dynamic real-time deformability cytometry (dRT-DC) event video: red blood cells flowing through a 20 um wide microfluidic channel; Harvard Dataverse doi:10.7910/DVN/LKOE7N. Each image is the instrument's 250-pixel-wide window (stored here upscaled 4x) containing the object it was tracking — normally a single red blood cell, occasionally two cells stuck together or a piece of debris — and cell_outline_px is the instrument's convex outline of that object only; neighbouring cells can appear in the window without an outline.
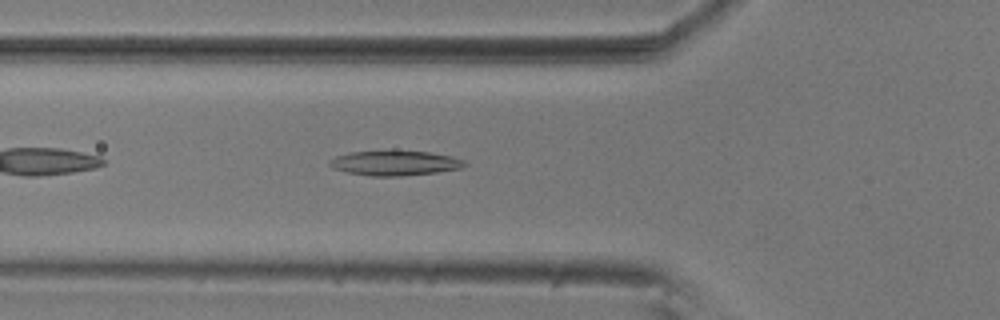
{"species": "common noctule bat (a hibernating species)", "species_latin": "Nyctalus noctula", "temperature_condition": "room temperature", "stored_images_in_passage": 43, "camera_frame_rate_fps": 3000, "um_per_image_px": 0.085, "animal": {"sex": "male", "body_mass_g": 20.5, "forearm_length_mm": 52.5}, "frame": {"image": 1, "passage_image": 7, "time_ms": 2.0, "image_size_px": [1000, 320], "cell_outline_px": [[468, 164], [460, 168], [436, 172], [400, 176], [368, 176], [348, 172], [336, 168], [328, 164], [328, 160], [336, 156], [352, 152], [396, 148], [428, 152], [452, 156], [464, 160]], "centroid_in_image_um": [33.57, 13.82], "position_along_channel_um": 92.2, "area_um2": 20.11}}
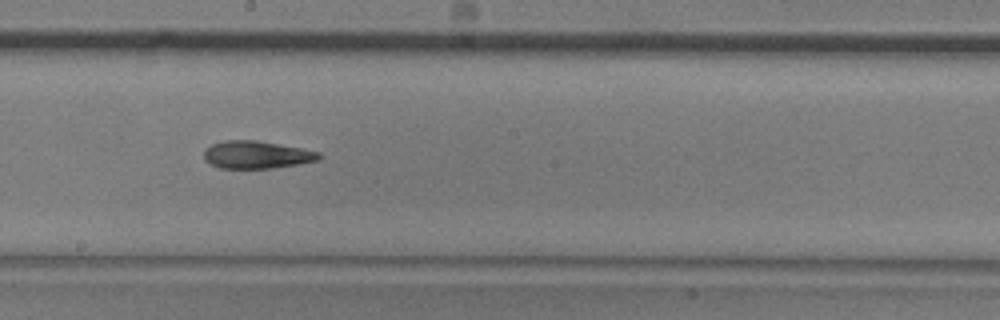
{"frame": {"image": 2, "passage_image": 18, "time_ms": 5.667, "image_size_px": [1000, 320], "cell_outline_px": [[324, 156], [320, 160], [272, 168], [220, 168], [204, 160], [204, 148], [212, 144], [224, 140], [256, 140], [300, 148], [320, 152]], "centroid_in_image_um": [21.81, 13.15], "position_along_channel_um": 226.4, "area_um2": 18.5}}
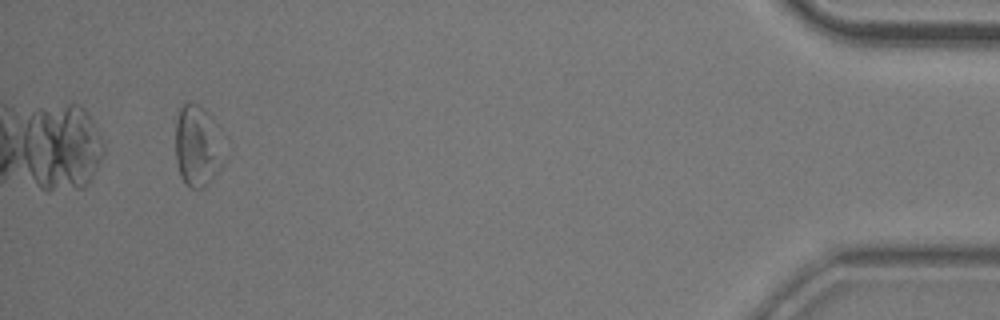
{"frame": {"image": 3, "passage_image": 40, "time_ms": 13.0, "image_size_px": [1000, 320], "cell_outline_px": [[224, 160], [220, 168], [208, 184], [204, 188], [188, 188], [184, 184], [180, 176], [176, 160], [176, 120], [180, 108], [184, 104], [196, 104], [204, 112], [224, 156]], "centroid_in_image_um": [16.69, 12.56], "position_along_channel_um": 418.5, "area_um2": 21.56}, "authors_computed_cell_mechanics": {"area_um2": 19.074, "velocity_mm_per_s": 3.6358, "shape_relaxation_time_tau1_ms": null, "shape_relaxation_time_tau2_ms": 6.2425, "deformation_change_tau1": null, "deformation_change_tau2": 0.1673}}